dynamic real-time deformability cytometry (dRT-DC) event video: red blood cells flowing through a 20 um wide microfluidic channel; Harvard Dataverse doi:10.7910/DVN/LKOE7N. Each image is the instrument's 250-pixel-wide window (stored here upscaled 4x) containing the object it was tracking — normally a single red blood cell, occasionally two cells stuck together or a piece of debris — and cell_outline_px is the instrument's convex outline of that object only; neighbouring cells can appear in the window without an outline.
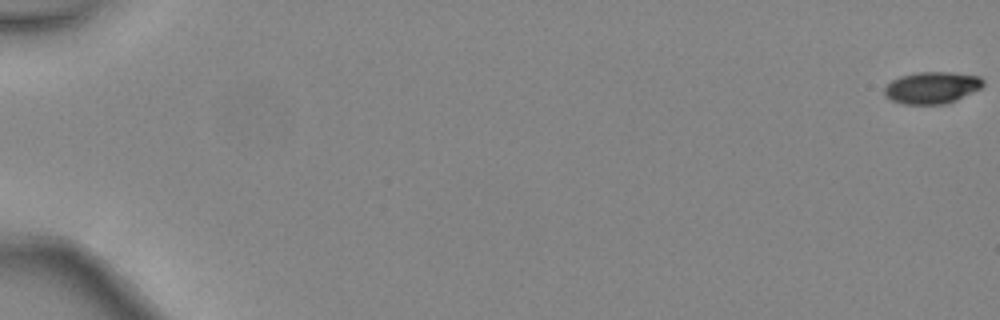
{"species": "common noctule bat (a hibernating species)", "species_latin": "Nyctalus noctula", "temperature_condition": "warm", "stored_images_in_passage": 49, "camera_frame_rate_fps": 3000, "um_per_image_px": 0.085, "animal": {"sex": "female", "body_mass_g": 24.6, "forearm_length_mm": 56.2}, "frame": {"image": 1, "passage_image": 1, "time_ms": 0.0, "image_size_px": [1000, 320], "cell_outline_px": [[984, 84], [980, 88], [956, 100], [944, 104], [904, 104], [892, 100], [884, 96], [884, 88], [892, 80], [900, 76], [916, 72], [948, 72], [980, 76], [984, 80]], "centroid_in_image_um": [79.2, 7.44], "position_along_channel_um": 5.8, "area_um2": 18.26}}
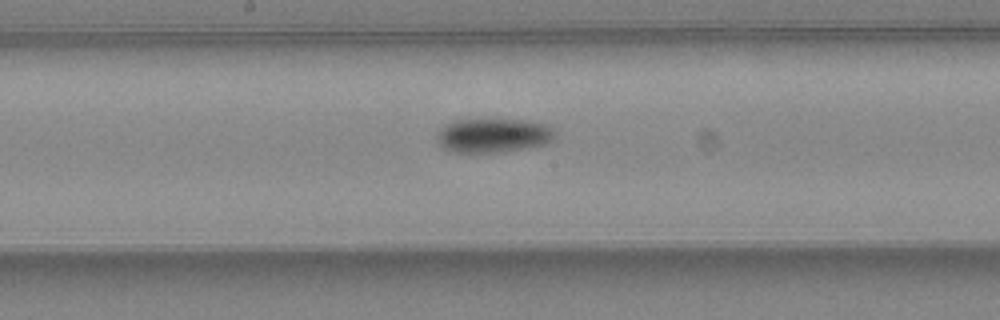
{"frame": {"image": 2, "passage_image": 28, "time_ms": 9.0, "image_size_px": [1000, 320], "cell_outline_px": [[552, 140], [544, 144], [504, 152], [452, 152], [444, 148], [436, 140], [436, 132], [444, 124], [456, 120], [528, 120], [544, 124], [552, 128]], "centroid_in_image_um": [41.85, 11.51], "position_along_channel_um": 206.4, "area_um2": 23.29}}
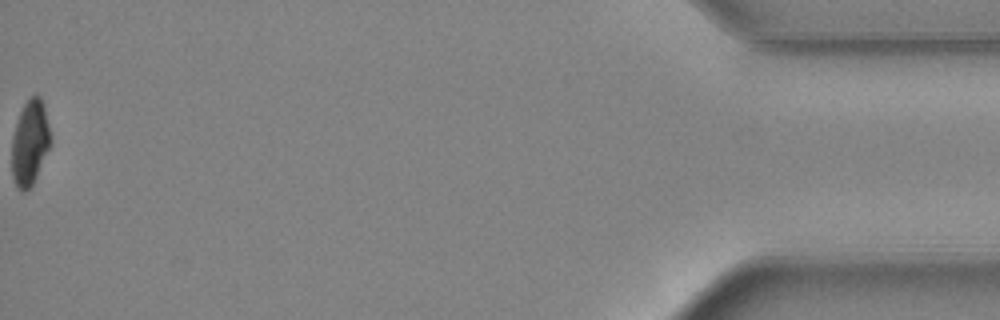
{"frame": {"image": 3, "passage_image": 49, "time_ms": 16.0, "image_size_px": [1000, 320], "cell_outline_px": [[52, 144], [32, 184], [24, 192], [20, 192], [16, 188], [12, 176], [12, 136], [20, 112], [24, 104], [32, 96], [40, 96], [44, 104], [52, 136]], "centroid_in_image_um": [2.56, 12.14], "position_along_channel_um": 432.6, "area_um2": 19.42}, "authors_computed_cell_mechanics": {"area_um2": 21.0392, "velocity_mm_per_s": 4.5204, "shape_relaxation_time_tau1_ms": 4.6149, "shape_relaxation_time_tau2_ms": null, "deformation_change_tau1": 0.1612, "deformation_change_tau2": null}}